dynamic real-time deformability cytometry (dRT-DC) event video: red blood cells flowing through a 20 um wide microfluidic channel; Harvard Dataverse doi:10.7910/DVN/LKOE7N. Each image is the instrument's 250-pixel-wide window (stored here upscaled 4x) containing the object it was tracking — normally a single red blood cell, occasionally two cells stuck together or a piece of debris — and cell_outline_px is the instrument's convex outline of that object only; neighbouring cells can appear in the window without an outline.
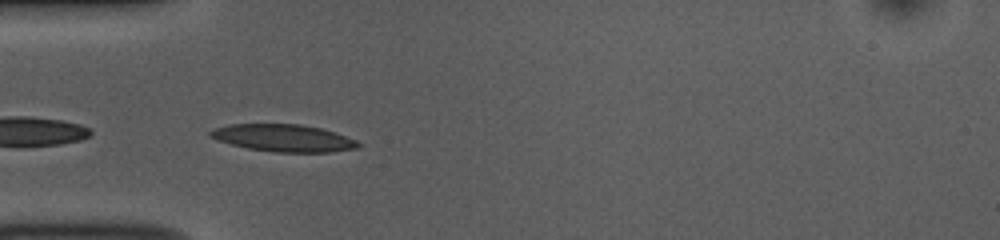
{"species": "common noctule bat (a hibernating species)", "species_latin": "Nyctalus noctula", "temperature_condition": "room temperature", "stored_images_in_passage": 35, "camera_frame_rate_fps": 3000, "um_per_image_px": 0.085, "animal": {"sex": "female", "body_mass_g": 10.0, "forearm_length_mm": 53.1}, "frame": {"image": 1, "passage_image": 1, "time_ms": 0.0, "image_size_px": [1000, 240], "cell_outline_px": [[360, 148], [328, 152], [276, 152], [248, 148], [232, 144], [208, 136], [208, 132], [212, 128], [228, 124], [300, 124], [320, 128], [336, 132], [356, 140], [360, 144]], "centroid_in_image_um": [24.1, 11.72], "position_along_channel_um": 60.9, "area_um2": 23.47}}
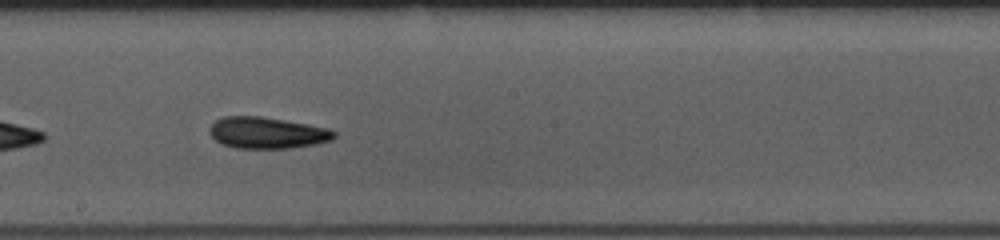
{"frame": {"image": 2, "passage_image": 14, "time_ms": 4.333, "image_size_px": [1000, 240], "cell_outline_px": [[336, 136], [332, 140], [316, 144], [292, 148], [236, 148], [220, 144], [208, 132], [208, 128], [216, 120], [224, 116], [260, 116], [308, 124], [328, 128], [336, 132]], "centroid_in_image_um": [22.7, 11.29], "position_along_channel_um": 225.5, "area_um2": 22.95}}
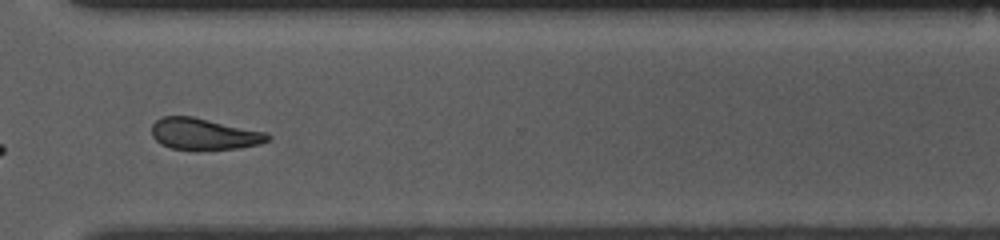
{"frame": {"image": 3, "passage_image": 24, "time_ms": 7.667, "image_size_px": [1000, 240], "cell_outline_px": [[272, 136], [268, 140], [260, 144], [240, 148], [172, 148], [160, 144], [152, 136], [152, 124], [160, 116], [192, 116], [268, 132]], "centroid_in_image_um": [17.36, 11.36], "position_along_channel_um": 353.2, "area_um2": 21.04}, "authors_computed_cell_mechanics": {"area_um2": 22.1952, "velocity_mm_per_s": 3.8378, "shape_relaxation_time_tau1_ms": 3.7673, "shape_relaxation_time_tau2_ms": null, "deformation_change_tau1": 0.1124, "deformation_change_tau2": null}}